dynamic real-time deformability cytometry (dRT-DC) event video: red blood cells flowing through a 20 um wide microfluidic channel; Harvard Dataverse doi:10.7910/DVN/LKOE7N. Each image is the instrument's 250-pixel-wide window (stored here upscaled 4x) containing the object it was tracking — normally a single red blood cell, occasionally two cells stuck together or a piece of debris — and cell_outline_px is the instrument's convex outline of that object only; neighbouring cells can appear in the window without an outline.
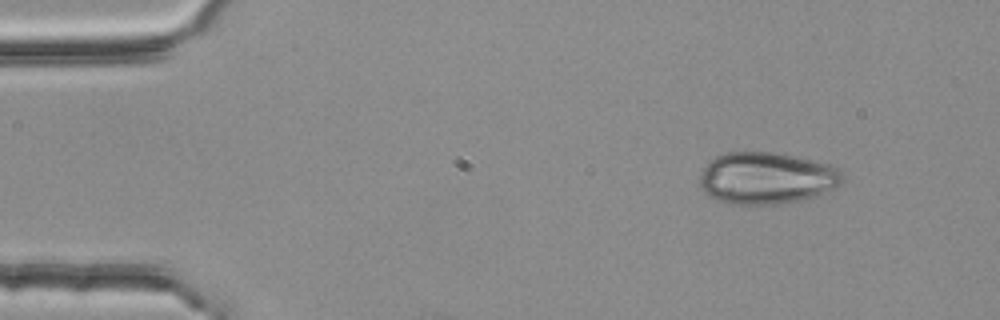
{"species": "common noctule bat (a hibernating species)", "species_latin": "Nyctalus noctula", "temperature_condition": "room temperature", "stored_images_in_passage": 4, "camera_frame_rate_fps": 3000, "um_per_image_px": 0.085, "animal": {"sex": "female", "body_mass_g": 25.1}, "frame": {"image": 1, "passage_image": 1, "time_ms": 0.0, "image_size_px": [1000, 320], "cell_outline_px": [[844, 180], [840, 184], [832, 188], [812, 196], [800, 200], [776, 204], [732, 204], [720, 200], [704, 192], [700, 188], [700, 172], [716, 156], [724, 152], [780, 152], [828, 164], [836, 168], [844, 176]], "centroid_in_image_um": [65.13, 15.12], "position_along_channel_um": 19.9, "area_um2": 42.77}}
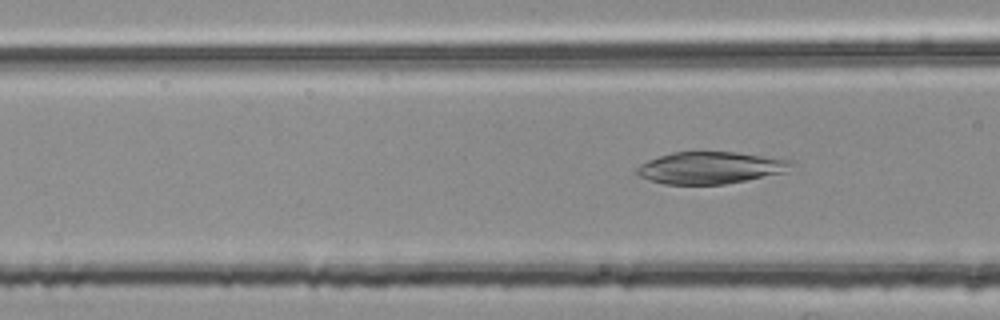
{"frame": {"image": 2, "passage_image": 4, "time_ms": 1.0, "image_size_px": [1000, 320], "cell_outline_px": [[796, 164], [784, 172], [724, 184], [664, 184], [648, 180], [640, 176], [636, 172], [636, 168], [640, 164], [648, 160], [672, 152], [736, 152], [792, 160]], "centroid_in_image_um": [60.36, 14.25], "position_along_channel_um": 106.2, "area_um2": 28.55}}